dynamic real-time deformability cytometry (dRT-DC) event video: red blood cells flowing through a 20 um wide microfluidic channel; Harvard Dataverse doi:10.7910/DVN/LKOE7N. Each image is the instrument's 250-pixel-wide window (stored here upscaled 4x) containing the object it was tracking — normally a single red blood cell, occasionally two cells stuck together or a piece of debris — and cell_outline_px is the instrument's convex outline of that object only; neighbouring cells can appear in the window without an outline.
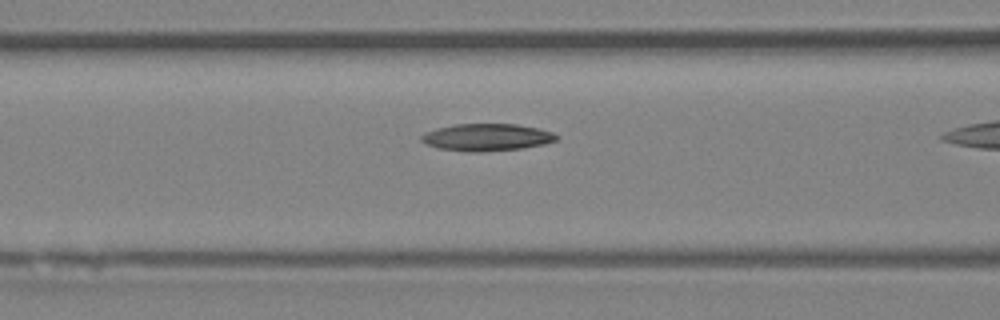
{"species": "Egyptian fruit bat (a non-hibernating species)", "species_latin": "Rousettus aegyptiacus", "temperature_condition": "room temperature", "stored_images_in_passage": 17, "camera_frame_rate_fps": 3000, "um_per_image_px": 0.085, "animal": {"sex": "female"}, "frame": {"image": 1, "passage_image": 12, "time_ms": 3.667, "image_size_px": [1000, 320], "cell_outline_px": [[560, 136], [556, 140], [544, 144], [520, 148], [480, 152], [468, 152], [440, 148], [428, 144], [420, 140], [420, 136], [424, 132], [436, 128], [452, 124], [516, 124], [536, 128], [552, 132]], "centroid_in_image_um": [41.35, 11.66], "position_along_channel_um": 125.3, "area_um2": 21.33}}
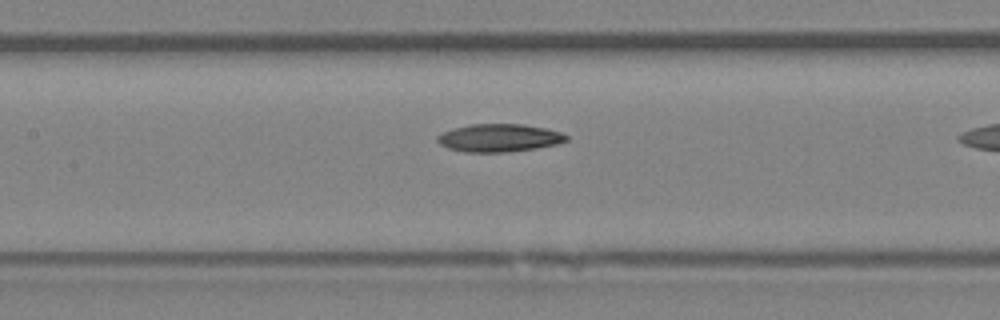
{"frame": {"image": 2, "passage_image": 15, "time_ms": 4.667, "image_size_px": [1000, 320], "cell_outline_px": [[568, 140], [556, 144], [536, 148], [504, 152], [464, 152], [448, 148], [440, 144], [436, 140], [436, 136], [452, 128], [468, 124], [524, 124], [544, 128], [560, 132], [568, 136]], "centroid_in_image_um": [42.39, 11.71], "position_along_channel_um": 165.0, "area_um2": 20.92}}